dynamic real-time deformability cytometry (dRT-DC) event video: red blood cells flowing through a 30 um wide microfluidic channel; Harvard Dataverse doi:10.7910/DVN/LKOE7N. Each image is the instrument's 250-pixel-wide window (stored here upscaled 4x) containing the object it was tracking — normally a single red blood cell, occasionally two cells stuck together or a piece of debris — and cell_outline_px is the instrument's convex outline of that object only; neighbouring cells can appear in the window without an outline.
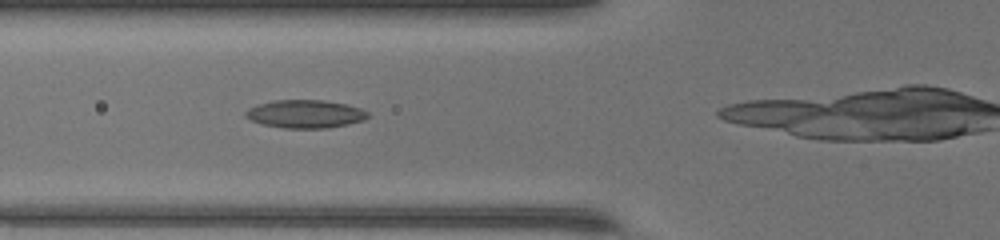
{"species": "common noctule bat (a hibernating species)", "species_latin": "Nyctalus noctula", "temperature_condition": "warm", "stored_images_in_passage": 10, "camera_frame_rate_fps": 3000, "um_per_image_px": 0.085, "animal": {"sex": "female", "body_mass_g": 17.0, "forearm_length_mm": 48.0}, "frame": {"image": 1, "passage_image": 5, "time_ms": 1.333, "image_size_px": [1000, 240], "cell_outline_px": [[368, 116], [364, 120], [348, 124], [328, 128], [284, 128], [264, 124], [252, 120], [244, 116], [244, 112], [248, 108], [272, 100], [324, 100], [344, 104], [360, 108], [368, 112]], "centroid_in_image_um": [25.94, 9.68], "position_along_channel_um": 99.9, "area_um2": 19.88}}